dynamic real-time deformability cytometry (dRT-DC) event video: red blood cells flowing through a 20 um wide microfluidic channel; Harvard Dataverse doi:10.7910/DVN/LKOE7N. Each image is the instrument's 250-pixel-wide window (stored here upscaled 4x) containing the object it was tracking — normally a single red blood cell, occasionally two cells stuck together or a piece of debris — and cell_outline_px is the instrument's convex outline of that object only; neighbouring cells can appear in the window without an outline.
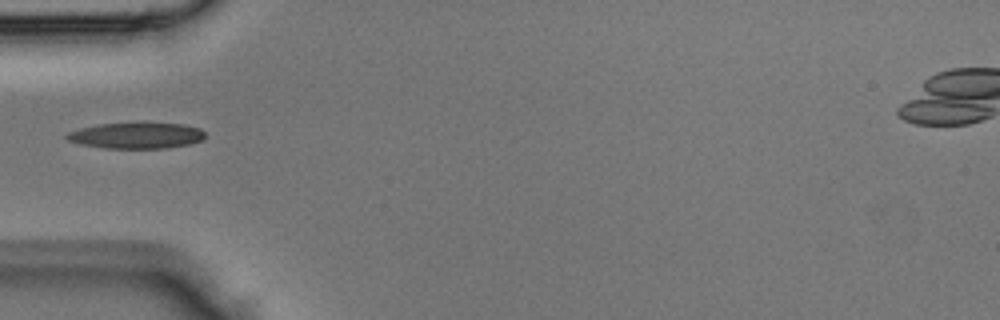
{"species": "Egyptian fruit bat (a non-hibernating species)", "species_latin": "Rousettus aegyptiacus", "temperature_condition": "room temperature", "stored_images_in_passage": 3, "camera_frame_rate_fps": 3000, "um_per_image_px": 0.085, "animal": {"sex": "male"}, "frame": {"image": 1, "passage_image": 3, "time_ms": 0.667, "image_size_px": [1000, 320], "cell_outline_px": [[204, 136], [200, 140], [188, 144], [164, 148], [104, 148], [80, 144], [68, 140], [64, 136], [68, 132], [80, 128], [96, 124], [184, 124], [200, 128], [204, 132]], "centroid_in_image_um": [11.54, 11.53], "position_along_channel_um": 73.5, "area_um2": 20.52}}